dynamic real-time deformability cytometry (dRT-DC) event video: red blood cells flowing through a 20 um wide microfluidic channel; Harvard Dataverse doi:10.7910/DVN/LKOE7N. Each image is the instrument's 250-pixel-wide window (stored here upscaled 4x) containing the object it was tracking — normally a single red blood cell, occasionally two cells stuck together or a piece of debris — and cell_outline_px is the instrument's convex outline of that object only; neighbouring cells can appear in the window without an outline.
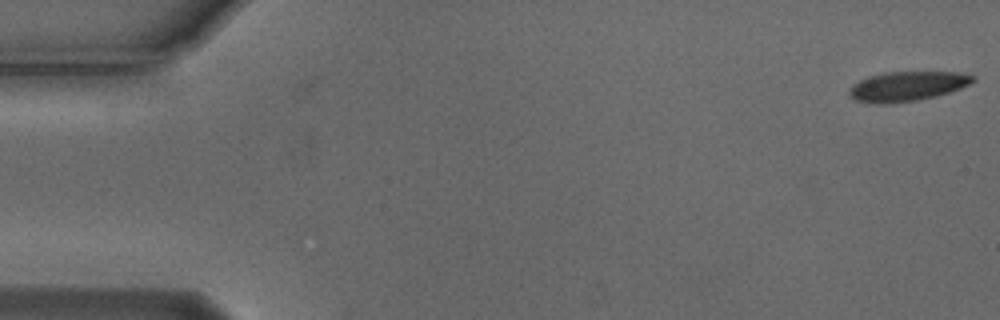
{"species": "Egyptian fruit bat (a non-hibernating species)", "species_latin": "Rousettus aegyptiacus", "temperature_condition": "cold", "stored_images_in_passage": 39, "camera_frame_rate_fps": 3000, "um_per_image_px": 0.085, "animal": {"sex": "male"}, "frame": {"image": 1, "passage_image": 1, "time_ms": 0.0, "image_size_px": [1000, 320], "cell_outline_px": [[976, 80], [960, 88], [936, 96], [916, 100], [884, 104], [876, 104], [856, 100], [848, 92], [852, 84], [868, 76], [884, 72], [956, 72], [976, 76]], "centroid_in_image_um": [77.1, 7.32], "position_along_channel_um": 7.9, "area_um2": 21.21}}
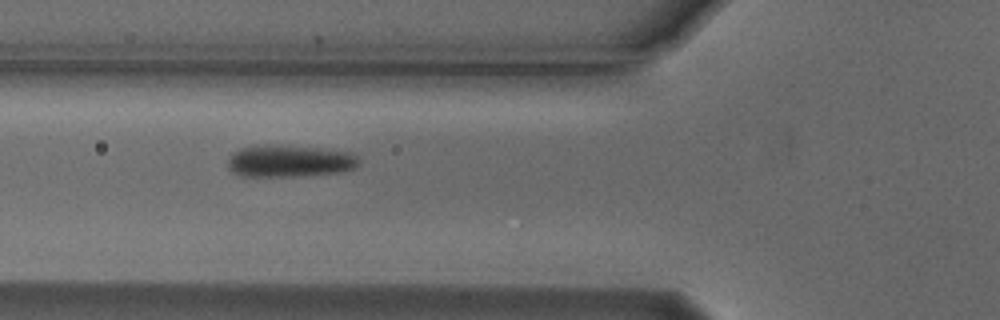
{"frame": {"image": 2, "passage_image": 20, "time_ms": 6.333, "image_size_px": [1000, 320], "cell_outline_px": [[360, 164], [356, 168], [340, 172], [292, 176], [240, 176], [232, 172], [228, 168], [228, 160], [232, 152], [240, 148], [264, 144], [316, 148], [352, 152], [360, 160]], "centroid_in_image_um": [24.6, 13.69], "position_along_channel_um": 101.2, "area_um2": 24.51}}
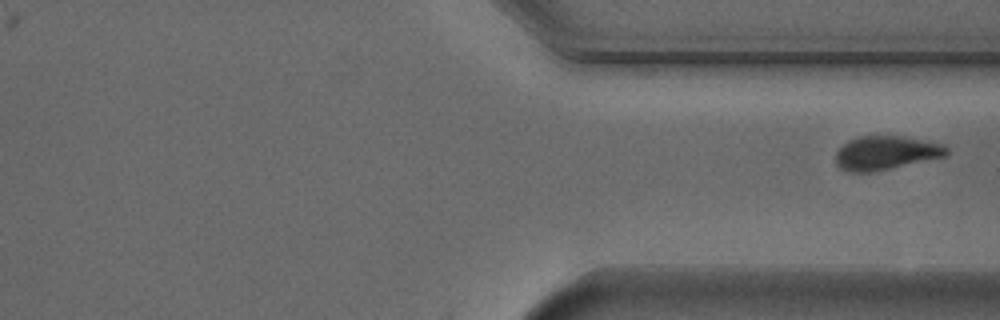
{"frame": {"image": 3, "passage_image": 39, "time_ms": 12.667, "image_size_px": [1000, 320], "cell_outline_px": [[948, 152], [944, 156], [872, 172], [852, 172], [840, 168], [836, 164], [836, 152], [848, 140], [860, 136], [904, 136], [944, 144], [948, 148]], "centroid_in_image_um": [75.29, 12.98], "position_along_channel_um": 336.1, "area_um2": 21.62}}